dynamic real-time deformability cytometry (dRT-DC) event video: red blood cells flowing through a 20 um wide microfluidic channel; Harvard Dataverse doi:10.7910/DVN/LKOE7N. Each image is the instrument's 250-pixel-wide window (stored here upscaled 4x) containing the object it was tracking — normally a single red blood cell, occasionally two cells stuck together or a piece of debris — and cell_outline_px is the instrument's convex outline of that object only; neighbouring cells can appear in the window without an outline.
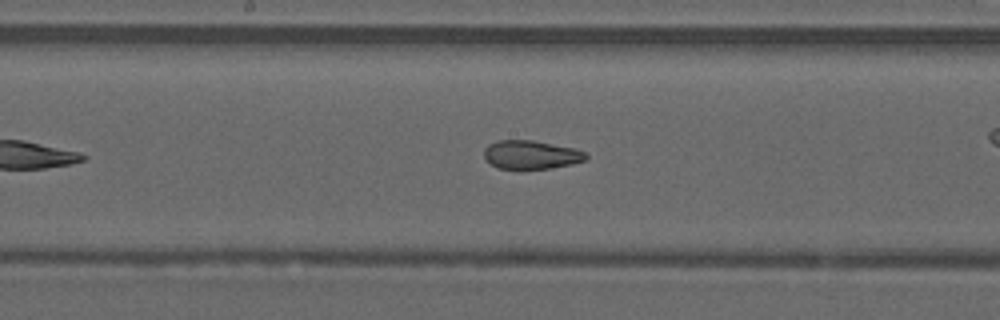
{"species": "common noctule bat (a hibernating species)", "species_latin": "Nyctalus noctula", "temperature_condition": "warm", "stored_images_in_passage": 37, "camera_frame_rate_fps": 3000, "um_per_image_px": 0.085, "animal": {"sex": "male", "forearm_length_mm": 52.5}, "frame": {"image": 1, "passage_image": 16, "time_ms": 5.0, "image_size_px": [1000, 320], "cell_outline_px": [[588, 156], [584, 160], [572, 164], [548, 168], [500, 168], [484, 160], [484, 148], [488, 144], [496, 140], [532, 140], [576, 148], [584, 152]], "centroid_in_image_um": [45.11, 13.13], "position_along_channel_um": 203.1, "area_um2": 16.88}}
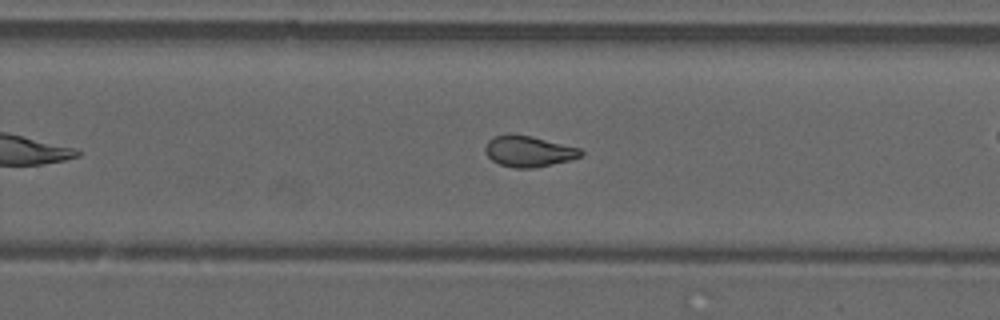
{"frame": {"image": 2, "passage_image": 22, "time_ms": 7.0, "image_size_px": [1000, 320], "cell_outline_px": [[584, 156], [572, 160], [532, 168], [512, 168], [500, 164], [492, 160], [484, 152], [484, 148], [488, 140], [492, 136], [508, 132], [512, 132], [532, 136], [580, 148], [584, 152]], "centroid_in_image_um": [44.92, 12.84], "position_along_channel_um": 284.9, "area_um2": 17.74}, "authors_computed_cell_mechanics": {"area_um2": 18.2648, "velocity_mm_per_s": 4.112, "shape_relaxation_time_tau1_ms": null, "shape_relaxation_time_tau2_ms": 1.6746, "deformation_change_tau1": null, "deformation_change_tau2": 0.0766}}